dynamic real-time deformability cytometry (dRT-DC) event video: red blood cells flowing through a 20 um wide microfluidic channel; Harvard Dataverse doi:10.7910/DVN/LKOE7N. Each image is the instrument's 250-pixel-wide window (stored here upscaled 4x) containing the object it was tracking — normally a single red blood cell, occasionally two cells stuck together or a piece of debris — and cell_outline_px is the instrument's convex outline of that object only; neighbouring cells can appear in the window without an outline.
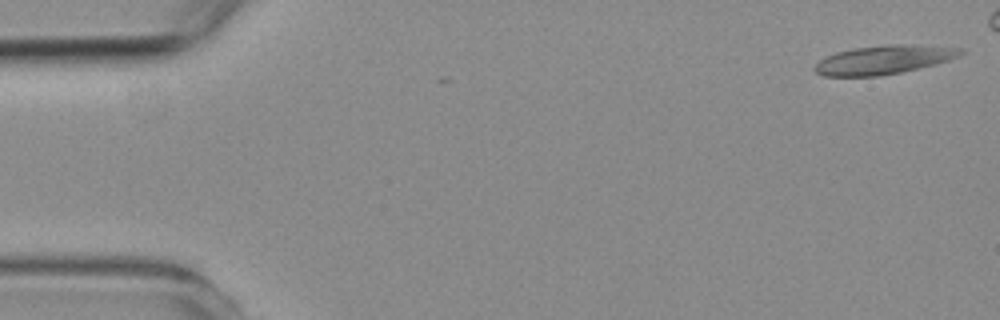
{"species": "common noctule bat (a hibernating species)", "species_latin": "Nyctalus noctula", "temperature_condition": "room temperature", "stored_images_in_passage": 4, "camera_frame_rate_fps": 3000, "um_per_image_px": 0.085, "animal": {"sex": "female", "body_mass_g": 19.3, "forearm_length_mm": 54.1}, "frame": {"image": 1, "passage_image": 1, "time_ms": 0.0, "image_size_px": [1000, 320], "cell_outline_px": [[964, 52], [948, 60], [936, 64], [900, 72], [880, 76], [824, 76], [816, 72], [812, 68], [820, 60], [836, 52], [856, 48], [888, 44], [900, 44], [960, 48]], "centroid_in_image_um": [75.07, 5.09], "position_along_channel_um": 9.9, "area_um2": 24.04}}